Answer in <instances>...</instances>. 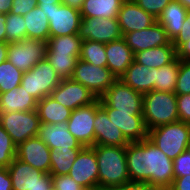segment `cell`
<instances>
[{"instance_id":"cell-1","label":"cell","mask_w":190,"mask_h":190,"mask_svg":"<svg viewBox=\"0 0 190 190\" xmlns=\"http://www.w3.org/2000/svg\"><path fill=\"white\" fill-rule=\"evenodd\" d=\"M126 162L131 182H146L151 186H171L174 179L173 160L148 138L129 142Z\"/></svg>"},{"instance_id":"cell-2","label":"cell","mask_w":190,"mask_h":190,"mask_svg":"<svg viewBox=\"0 0 190 190\" xmlns=\"http://www.w3.org/2000/svg\"><path fill=\"white\" fill-rule=\"evenodd\" d=\"M98 164V186L111 189L130 182L126 146L94 145Z\"/></svg>"},{"instance_id":"cell-3","label":"cell","mask_w":190,"mask_h":190,"mask_svg":"<svg viewBox=\"0 0 190 190\" xmlns=\"http://www.w3.org/2000/svg\"><path fill=\"white\" fill-rule=\"evenodd\" d=\"M142 115L147 130L179 121L177 95L157 90L143 94Z\"/></svg>"},{"instance_id":"cell-4","label":"cell","mask_w":190,"mask_h":190,"mask_svg":"<svg viewBox=\"0 0 190 190\" xmlns=\"http://www.w3.org/2000/svg\"><path fill=\"white\" fill-rule=\"evenodd\" d=\"M148 139L174 160L190 148V124L182 121L148 130Z\"/></svg>"},{"instance_id":"cell-5","label":"cell","mask_w":190,"mask_h":190,"mask_svg":"<svg viewBox=\"0 0 190 190\" xmlns=\"http://www.w3.org/2000/svg\"><path fill=\"white\" fill-rule=\"evenodd\" d=\"M61 78L56 74L53 66L47 59L34 65L32 69L23 72L21 86L37 101L46 96L60 84Z\"/></svg>"},{"instance_id":"cell-6","label":"cell","mask_w":190,"mask_h":190,"mask_svg":"<svg viewBox=\"0 0 190 190\" xmlns=\"http://www.w3.org/2000/svg\"><path fill=\"white\" fill-rule=\"evenodd\" d=\"M0 124L18 146L38 135L40 118L36 110L0 113Z\"/></svg>"},{"instance_id":"cell-7","label":"cell","mask_w":190,"mask_h":190,"mask_svg":"<svg viewBox=\"0 0 190 190\" xmlns=\"http://www.w3.org/2000/svg\"><path fill=\"white\" fill-rule=\"evenodd\" d=\"M71 79L80 82L96 98H100L108 88L117 80L108 67H101L77 60Z\"/></svg>"},{"instance_id":"cell-8","label":"cell","mask_w":190,"mask_h":190,"mask_svg":"<svg viewBox=\"0 0 190 190\" xmlns=\"http://www.w3.org/2000/svg\"><path fill=\"white\" fill-rule=\"evenodd\" d=\"M7 169L13 190H52L53 188L50 173H43L16 157Z\"/></svg>"},{"instance_id":"cell-9","label":"cell","mask_w":190,"mask_h":190,"mask_svg":"<svg viewBox=\"0 0 190 190\" xmlns=\"http://www.w3.org/2000/svg\"><path fill=\"white\" fill-rule=\"evenodd\" d=\"M47 41L26 38L19 42H9L7 59L22 72L46 59Z\"/></svg>"},{"instance_id":"cell-10","label":"cell","mask_w":190,"mask_h":190,"mask_svg":"<svg viewBox=\"0 0 190 190\" xmlns=\"http://www.w3.org/2000/svg\"><path fill=\"white\" fill-rule=\"evenodd\" d=\"M49 21V37L78 34L81 13L68 5L38 6Z\"/></svg>"},{"instance_id":"cell-11","label":"cell","mask_w":190,"mask_h":190,"mask_svg":"<svg viewBox=\"0 0 190 190\" xmlns=\"http://www.w3.org/2000/svg\"><path fill=\"white\" fill-rule=\"evenodd\" d=\"M116 112L143 113V94L117 79L100 97Z\"/></svg>"},{"instance_id":"cell-12","label":"cell","mask_w":190,"mask_h":190,"mask_svg":"<svg viewBox=\"0 0 190 190\" xmlns=\"http://www.w3.org/2000/svg\"><path fill=\"white\" fill-rule=\"evenodd\" d=\"M100 107V98H97L89 105L79 107L71 112L66 122L69 132L84 147L94 146V120L97 109Z\"/></svg>"},{"instance_id":"cell-13","label":"cell","mask_w":190,"mask_h":190,"mask_svg":"<svg viewBox=\"0 0 190 190\" xmlns=\"http://www.w3.org/2000/svg\"><path fill=\"white\" fill-rule=\"evenodd\" d=\"M78 36L84 40L107 44L123 37L117 18H81Z\"/></svg>"},{"instance_id":"cell-14","label":"cell","mask_w":190,"mask_h":190,"mask_svg":"<svg viewBox=\"0 0 190 190\" xmlns=\"http://www.w3.org/2000/svg\"><path fill=\"white\" fill-rule=\"evenodd\" d=\"M100 106L106 111L111 122L119 127L128 142H139L148 138L142 113L116 112V109L110 108L101 98Z\"/></svg>"},{"instance_id":"cell-15","label":"cell","mask_w":190,"mask_h":190,"mask_svg":"<svg viewBox=\"0 0 190 190\" xmlns=\"http://www.w3.org/2000/svg\"><path fill=\"white\" fill-rule=\"evenodd\" d=\"M50 96L72 111L89 105L97 99L85 86L71 78L61 79L60 84L51 92Z\"/></svg>"},{"instance_id":"cell-16","label":"cell","mask_w":190,"mask_h":190,"mask_svg":"<svg viewBox=\"0 0 190 190\" xmlns=\"http://www.w3.org/2000/svg\"><path fill=\"white\" fill-rule=\"evenodd\" d=\"M69 176L85 189L98 187V164L95 151L84 147L73 162Z\"/></svg>"},{"instance_id":"cell-17","label":"cell","mask_w":190,"mask_h":190,"mask_svg":"<svg viewBox=\"0 0 190 190\" xmlns=\"http://www.w3.org/2000/svg\"><path fill=\"white\" fill-rule=\"evenodd\" d=\"M51 149L38 136L29 138L16 148V158L43 173H50Z\"/></svg>"},{"instance_id":"cell-18","label":"cell","mask_w":190,"mask_h":190,"mask_svg":"<svg viewBox=\"0 0 190 190\" xmlns=\"http://www.w3.org/2000/svg\"><path fill=\"white\" fill-rule=\"evenodd\" d=\"M123 38L134 54L171 42L165 28L157 21L147 29L125 33Z\"/></svg>"},{"instance_id":"cell-19","label":"cell","mask_w":190,"mask_h":190,"mask_svg":"<svg viewBox=\"0 0 190 190\" xmlns=\"http://www.w3.org/2000/svg\"><path fill=\"white\" fill-rule=\"evenodd\" d=\"M117 19L122 35L147 29L157 21L156 18L144 11L133 0H124L122 2Z\"/></svg>"},{"instance_id":"cell-20","label":"cell","mask_w":190,"mask_h":190,"mask_svg":"<svg viewBox=\"0 0 190 190\" xmlns=\"http://www.w3.org/2000/svg\"><path fill=\"white\" fill-rule=\"evenodd\" d=\"M94 145L127 146L129 142L122 134L119 127L115 126L106 111L100 106L94 120Z\"/></svg>"},{"instance_id":"cell-21","label":"cell","mask_w":190,"mask_h":190,"mask_svg":"<svg viewBox=\"0 0 190 190\" xmlns=\"http://www.w3.org/2000/svg\"><path fill=\"white\" fill-rule=\"evenodd\" d=\"M51 150L55 148H84L82 144L69 132L67 123L43 124L40 123L37 135Z\"/></svg>"},{"instance_id":"cell-22","label":"cell","mask_w":190,"mask_h":190,"mask_svg":"<svg viewBox=\"0 0 190 190\" xmlns=\"http://www.w3.org/2000/svg\"><path fill=\"white\" fill-rule=\"evenodd\" d=\"M105 51L107 67L119 79L134 61V53L123 37L105 44Z\"/></svg>"},{"instance_id":"cell-23","label":"cell","mask_w":190,"mask_h":190,"mask_svg":"<svg viewBox=\"0 0 190 190\" xmlns=\"http://www.w3.org/2000/svg\"><path fill=\"white\" fill-rule=\"evenodd\" d=\"M38 101L23 86L0 93V113L36 110Z\"/></svg>"},{"instance_id":"cell-24","label":"cell","mask_w":190,"mask_h":190,"mask_svg":"<svg viewBox=\"0 0 190 190\" xmlns=\"http://www.w3.org/2000/svg\"><path fill=\"white\" fill-rule=\"evenodd\" d=\"M126 85L142 94L154 90V68L149 69L133 61L126 72L119 78Z\"/></svg>"},{"instance_id":"cell-25","label":"cell","mask_w":190,"mask_h":190,"mask_svg":"<svg viewBox=\"0 0 190 190\" xmlns=\"http://www.w3.org/2000/svg\"><path fill=\"white\" fill-rule=\"evenodd\" d=\"M177 58L176 48L172 41L168 45H162L134 54V61L140 65H145L149 69L160 68Z\"/></svg>"},{"instance_id":"cell-26","label":"cell","mask_w":190,"mask_h":190,"mask_svg":"<svg viewBox=\"0 0 190 190\" xmlns=\"http://www.w3.org/2000/svg\"><path fill=\"white\" fill-rule=\"evenodd\" d=\"M186 15L187 9L179 2L172 0L157 18V22L165 28L171 41L179 35Z\"/></svg>"},{"instance_id":"cell-27","label":"cell","mask_w":190,"mask_h":190,"mask_svg":"<svg viewBox=\"0 0 190 190\" xmlns=\"http://www.w3.org/2000/svg\"><path fill=\"white\" fill-rule=\"evenodd\" d=\"M36 111L40 118V123L43 124L67 122L72 112V110L55 101L51 96H46L38 101Z\"/></svg>"},{"instance_id":"cell-28","label":"cell","mask_w":190,"mask_h":190,"mask_svg":"<svg viewBox=\"0 0 190 190\" xmlns=\"http://www.w3.org/2000/svg\"><path fill=\"white\" fill-rule=\"evenodd\" d=\"M124 0H85L80 10L81 18H117Z\"/></svg>"},{"instance_id":"cell-29","label":"cell","mask_w":190,"mask_h":190,"mask_svg":"<svg viewBox=\"0 0 190 190\" xmlns=\"http://www.w3.org/2000/svg\"><path fill=\"white\" fill-rule=\"evenodd\" d=\"M23 18L26 22V38L48 41L49 21L38 6L24 15Z\"/></svg>"},{"instance_id":"cell-30","label":"cell","mask_w":190,"mask_h":190,"mask_svg":"<svg viewBox=\"0 0 190 190\" xmlns=\"http://www.w3.org/2000/svg\"><path fill=\"white\" fill-rule=\"evenodd\" d=\"M82 41L78 34L49 37L46 55H80Z\"/></svg>"},{"instance_id":"cell-31","label":"cell","mask_w":190,"mask_h":190,"mask_svg":"<svg viewBox=\"0 0 190 190\" xmlns=\"http://www.w3.org/2000/svg\"><path fill=\"white\" fill-rule=\"evenodd\" d=\"M179 73V58L158 69L154 68V90L174 93Z\"/></svg>"},{"instance_id":"cell-32","label":"cell","mask_w":190,"mask_h":190,"mask_svg":"<svg viewBox=\"0 0 190 190\" xmlns=\"http://www.w3.org/2000/svg\"><path fill=\"white\" fill-rule=\"evenodd\" d=\"M83 148H69L51 150L50 159V174L51 175H67L77 158V155Z\"/></svg>"},{"instance_id":"cell-33","label":"cell","mask_w":190,"mask_h":190,"mask_svg":"<svg viewBox=\"0 0 190 190\" xmlns=\"http://www.w3.org/2000/svg\"><path fill=\"white\" fill-rule=\"evenodd\" d=\"M79 59L92 65L107 67L105 44L90 40L82 41Z\"/></svg>"},{"instance_id":"cell-34","label":"cell","mask_w":190,"mask_h":190,"mask_svg":"<svg viewBox=\"0 0 190 190\" xmlns=\"http://www.w3.org/2000/svg\"><path fill=\"white\" fill-rule=\"evenodd\" d=\"M23 72L8 59L0 64V93H5L21 84Z\"/></svg>"},{"instance_id":"cell-35","label":"cell","mask_w":190,"mask_h":190,"mask_svg":"<svg viewBox=\"0 0 190 190\" xmlns=\"http://www.w3.org/2000/svg\"><path fill=\"white\" fill-rule=\"evenodd\" d=\"M6 43L19 42L26 39V22L22 15L5 14Z\"/></svg>"},{"instance_id":"cell-36","label":"cell","mask_w":190,"mask_h":190,"mask_svg":"<svg viewBox=\"0 0 190 190\" xmlns=\"http://www.w3.org/2000/svg\"><path fill=\"white\" fill-rule=\"evenodd\" d=\"M46 59L61 79H69L72 77L79 55H46Z\"/></svg>"},{"instance_id":"cell-37","label":"cell","mask_w":190,"mask_h":190,"mask_svg":"<svg viewBox=\"0 0 190 190\" xmlns=\"http://www.w3.org/2000/svg\"><path fill=\"white\" fill-rule=\"evenodd\" d=\"M17 146L0 124V167H8L16 157Z\"/></svg>"},{"instance_id":"cell-38","label":"cell","mask_w":190,"mask_h":190,"mask_svg":"<svg viewBox=\"0 0 190 190\" xmlns=\"http://www.w3.org/2000/svg\"><path fill=\"white\" fill-rule=\"evenodd\" d=\"M176 95L190 94V61L179 59V73L177 77Z\"/></svg>"},{"instance_id":"cell-39","label":"cell","mask_w":190,"mask_h":190,"mask_svg":"<svg viewBox=\"0 0 190 190\" xmlns=\"http://www.w3.org/2000/svg\"><path fill=\"white\" fill-rule=\"evenodd\" d=\"M144 11L158 18L172 0H133Z\"/></svg>"},{"instance_id":"cell-40","label":"cell","mask_w":190,"mask_h":190,"mask_svg":"<svg viewBox=\"0 0 190 190\" xmlns=\"http://www.w3.org/2000/svg\"><path fill=\"white\" fill-rule=\"evenodd\" d=\"M174 178L190 175V148L173 160Z\"/></svg>"},{"instance_id":"cell-41","label":"cell","mask_w":190,"mask_h":190,"mask_svg":"<svg viewBox=\"0 0 190 190\" xmlns=\"http://www.w3.org/2000/svg\"><path fill=\"white\" fill-rule=\"evenodd\" d=\"M52 190H85L83 186L67 175H51Z\"/></svg>"},{"instance_id":"cell-42","label":"cell","mask_w":190,"mask_h":190,"mask_svg":"<svg viewBox=\"0 0 190 190\" xmlns=\"http://www.w3.org/2000/svg\"><path fill=\"white\" fill-rule=\"evenodd\" d=\"M179 121L190 124V94L177 95Z\"/></svg>"},{"instance_id":"cell-43","label":"cell","mask_w":190,"mask_h":190,"mask_svg":"<svg viewBox=\"0 0 190 190\" xmlns=\"http://www.w3.org/2000/svg\"><path fill=\"white\" fill-rule=\"evenodd\" d=\"M36 6L37 0H13L10 13L24 16Z\"/></svg>"},{"instance_id":"cell-44","label":"cell","mask_w":190,"mask_h":190,"mask_svg":"<svg viewBox=\"0 0 190 190\" xmlns=\"http://www.w3.org/2000/svg\"><path fill=\"white\" fill-rule=\"evenodd\" d=\"M190 39V10H187L186 19L183 22L179 35L172 41L176 50Z\"/></svg>"},{"instance_id":"cell-45","label":"cell","mask_w":190,"mask_h":190,"mask_svg":"<svg viewBox=\"0 0 190 190\" xmlns=\"http://www.w3.org/2000/svg\"><path fill=\"white\" fill-rule=\"evenodd\" d=\"M172 190H190V175L177 177L173 179Z\"/></svg>"},{"instance_id":"cell-46","label":"cell","mask_w":190,"mask_h":190,"mask_svg":"<svg viewBox=\"0 0 190 190\" xmlns=\"http://www.w3.org/2000/svg\"><path fill=\"white\" fill-rule=\"evenodd\" d=\"M150 185L146 182H128L121 186L111 188L109 190H148Z\"/></svg>"},{"instance_id":"cell-47","label":"cell","mask_w":190,"mask_h":190,"mask_svg":"<svg viewBox=\"0 0 190 190\" xmlns=\"http://www.w3.org/2000/svg\"><path fill=\"white\" fill-rule=\"evenodd\" d=\"M0 190H13L10 174L6 167H0Z\"/></svg>"},{"instance_id":"cell-48","label":"cell","mask_w":190,"mask_h":190,"mask_svg":"<svg viewBox=\"0 0 190 190\" xmlns=\"http://www.w3.org/2000/svg\"><path fill=\"white\" fill-rule=\"evenodd\" d=\"M177 58L190 61V39L183 43L177 50Z\"/></svg>"},{"instance_id":"cell-49","label":"cell","mask_w":190,"mask_h":190,"mask_svg":"<svg viewBox=\"0 0 190 190\" xmlns=\"http://www.w3.org/2000/svg\"><path fill=\"white\" fill-rule=\"evenodd\" d=\"M0 42L6 43L5 14H0Z\"/></svg>"},{"instance_id":"cell-50","label":"cell","mask_w":190,"mask_h":190,"mask_svg":"<svg viewBox=\"0 0 190 190\" xmlns=\"http://www.w3.org/2000/svg\"><path fill=\"white\" fill-rule=\"evenodd\" d=\"M84 1L85 0H62V4L80 11L83 7Z\"/></svg>"},{"instance_id":"cell-51","label":"cell","mask_w":190,"mask_h":190,"mask_svg":"<svg viewBox=\"0 0 190 190\" xmlns=\"http://www.w3.org/2000/svg\"><path fill=\"white\" fill-rule=\"evenodd\" d=\"M12 4L13 0H0V14H8Z\"/></svg>"},{"instance_id":"cell-52","label":"cell","mask_w":190,"mask_h":190,"mask_svg":"<svg viewBox=\"0 0 190 190\" xmlns=\"http://www.w3.org/2000/svg\"><path fill=\"white\" fill-rule=\"evenodd\" d=\"M8 43L0 42V64L7 60Z\"/></svg>"},{"instance_id":"cell-53","label":"cell","mask_w":190,"mask_h":190,"mask_svg":"<svg viewBox=\"0 0 190 190\" xmlns=\"http://www.w3.org/2000/svg\"><path fill=\"white\" fill-rule=\"evenodd\" d=\"M62 0H37L38 6H53V4H60Z\"/></svg>"},{"instance_id":"cell-54","label":"cell","mask_w":190,"mask_h":190,"mask_svg":"<svg viewBox=\"0 0 190 190\" xmlns=\"http://www.w3.org/2000/svg\"><path fill=\"white\" fill-rule=\"evenodd\" d=\"M148 190H172L171 186H149Z\"/></svg>"},{"instance_id":"cell-55","label":"cell","mask_w":190,"mask_h":190,"mask_svg":"<svg viewBox=\"0 0 190 190\" xmlns=\"http://www.w3.org/2000/svg\"><path fill=\"white\" fill-rule=\"evenodd\" d=\"M184 6L187 10H190V0H175Z\"/></svg>"},{"instance_id":"cell-56","label":"cell","mask_w":190,"mask_h":190,"mask_svg":"<svg viewBox=\"0 0 190 190\" xmlns=\"http://www.w3.org/2000/svg\"><path fill=\"white\" fill-rule=\"evenodd\" d=\"M85 190H109V189H106V188H102V187H95V188H89V189H85Z\"/></svg>"}]
</instances>
